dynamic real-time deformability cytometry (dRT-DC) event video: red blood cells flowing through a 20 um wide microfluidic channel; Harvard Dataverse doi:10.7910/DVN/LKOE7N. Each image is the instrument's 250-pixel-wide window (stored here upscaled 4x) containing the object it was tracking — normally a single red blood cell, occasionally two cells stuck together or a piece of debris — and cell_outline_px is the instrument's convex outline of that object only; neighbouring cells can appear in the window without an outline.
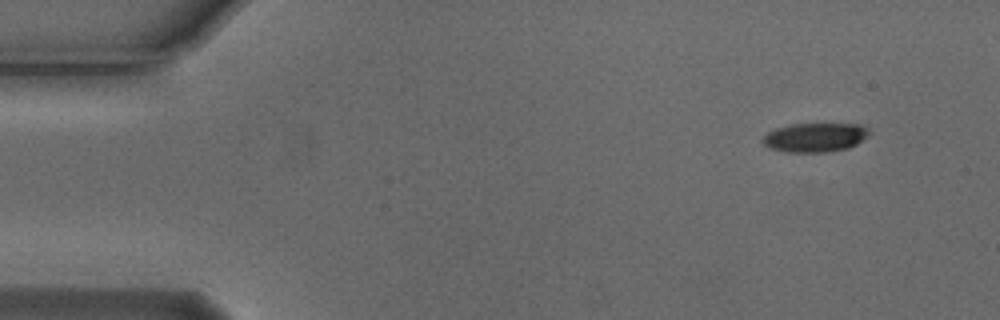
{"species": "Egyptian fruit bat (a non-hibernating species)", "species_latin": "Rousettus aegyptiacus", "temperature_condition": "cold", "stored_images_in_passage": 5, "segment_of_instrument_passage": [2, 2], "camera_frame_rate_fps": 3000, "um_per_image_px": 0.085, "animal": {"sex": "male"}, "frame": {"image": 1, "passage_image": 5, "time_ms": 1.333, "image_size_px": [1000, 320], "cell_outline_px": [[868, 132], [856, 144], [848, 148], [828, 152], [784, 152], [768, 148], [760, 140], [768, 132], [776, 128], [792, 124], [860, 124], [868, 128]], "centroid_in_image_um": [69.21, 11.69], "position_along_channel_um": 15.8, "area_um2": 17.92}}